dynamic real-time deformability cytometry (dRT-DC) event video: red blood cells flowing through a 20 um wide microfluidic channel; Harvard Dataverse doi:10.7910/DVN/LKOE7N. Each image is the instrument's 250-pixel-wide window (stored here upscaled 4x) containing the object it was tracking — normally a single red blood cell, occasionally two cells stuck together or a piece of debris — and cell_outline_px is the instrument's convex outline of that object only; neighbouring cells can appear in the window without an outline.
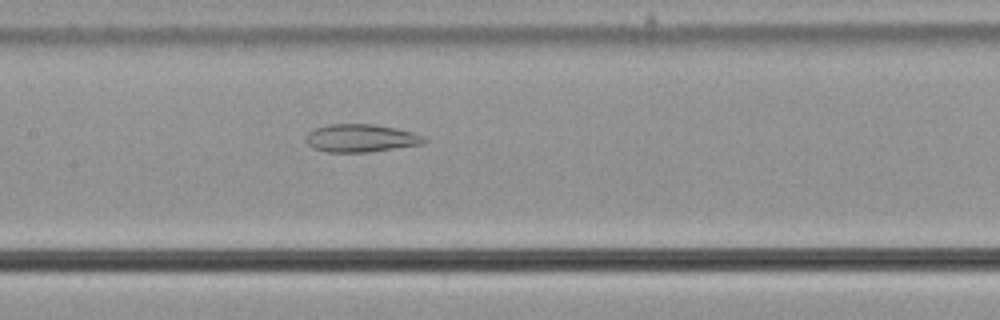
{"species": "common noctule bat (a hibernating species)", "species_latin": "Nyctalus noctula", "temperature_condition": "cold", "stored_images_in_passage": 44, "camera_frame_rate_fps": 3000, "um_per_image_px": 0.085, "animal": {"sex": "male", "body_mass_g": 21.5, "forearm_length_mm": 52.0}, "frame": {"image": 1, "passage_image": 18, "time_ms": 5.667, "image_size_px": [1000, 320], "cell_outline_px": [[428, 140], [420, 144], [368, 152], [328, 152], [312, 148], [308, 144], [308, 132], [316, 128], [328, 124], [372, 124], [396, 128], [412, 132]], "centroid_in_image_um": [30.64, 11.74], "position_along_channel_um": 176.8, "area_um2": 18.84}}
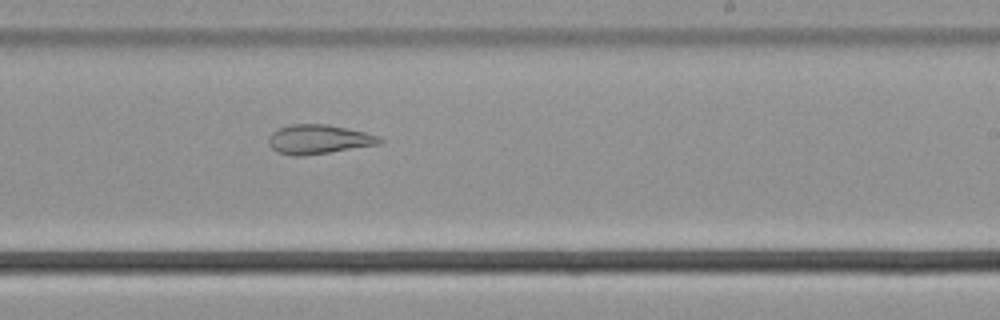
{"frame": {"image": 2, "passage_image": 25, "time_ms": 8.0, "image_size_px": [1000, 320], "cell_outline_px": [[384, 140], [380, 144], [304, 156], [292, 156], [276, 152], [268, 144], [268, 136], [272, 132], [288, 124], [328, 124], [364, 132], [376, 136]], "centroid_in_image_um": [27.03, 11.85], "position_along_channel_um": 262.0, "area_um2": 18.96}}
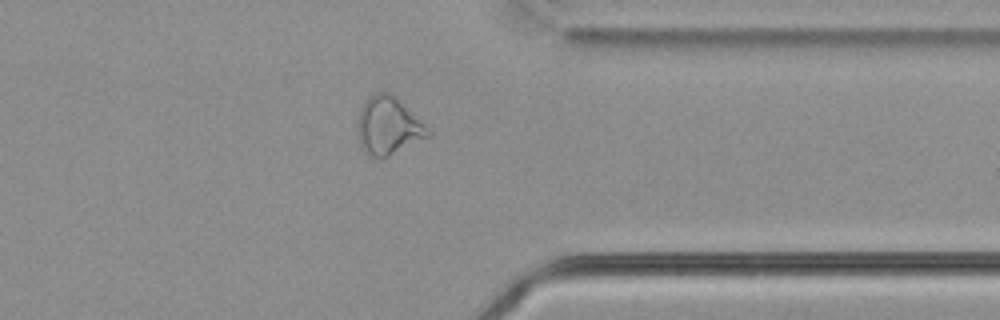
{"frame": {"image": 3, "passage_image": 35, "time_ms": 11.333, "image_size_px": [1000, 320], "cell_outline_px": [[432, 136], [388, 156], [368, 156], [360, 148], [356, 132], [356, 120], [360, 108], [368, 96], [376, 92], [388, 92], [424, 124], [432, 132]], "centroid_in_image_um": [32.94, 10.73], "position_along_channel_um": 378.5, "area_um2": 23.7}, "authors_computed_cell_mechanics": {"area_um2": 21.386, "velocity_mm_per_s": 3.6659, "shape_relaxation_time_tau1_ms": null, "shape_relaxation_time_tau2_ms": 3.5865, "deformation_change_tau1": null, "deformation_change_tau2": 0.1215}}